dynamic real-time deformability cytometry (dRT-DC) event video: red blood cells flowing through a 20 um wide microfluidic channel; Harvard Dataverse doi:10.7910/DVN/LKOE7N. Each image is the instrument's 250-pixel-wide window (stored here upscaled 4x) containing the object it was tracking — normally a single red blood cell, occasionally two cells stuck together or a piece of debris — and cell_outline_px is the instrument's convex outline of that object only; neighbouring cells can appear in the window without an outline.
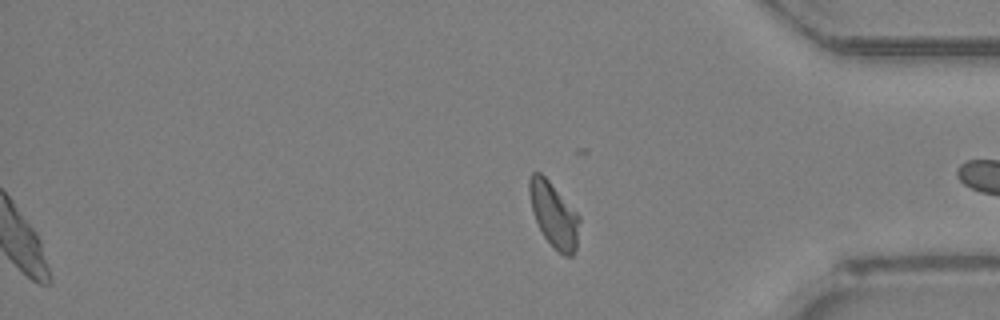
{"species": "Egyptian fruit bat (a non-hibernating species)", "species_latin": "Rousettus aegyptiacus", "temperature_condition": "room temperature", "stored_images_in_passage": 37, "segment_of_instrument_passage": [2, 2], "camera_frame_rate_fps": 3000, "um_per_image_px": 0.085, "animal": {"sex": "female"}, "frame": {"image": 1, "passage_image": 37, "time_ms": 12.0, "image_size_px": [1000, 320], "cell_outline_px": [[580, 220], [576, 248], [572, 256], [564, 256], [544, 236], [536, 220], [532, 208], [528, 192], [528, 180], [532, 172], [540, 172], [548, 180], [580, 216]], "centroid_in_image_um": [47.07, 18.23], "position_along_channel_um": 388.1, "area_um2": 18.55}}